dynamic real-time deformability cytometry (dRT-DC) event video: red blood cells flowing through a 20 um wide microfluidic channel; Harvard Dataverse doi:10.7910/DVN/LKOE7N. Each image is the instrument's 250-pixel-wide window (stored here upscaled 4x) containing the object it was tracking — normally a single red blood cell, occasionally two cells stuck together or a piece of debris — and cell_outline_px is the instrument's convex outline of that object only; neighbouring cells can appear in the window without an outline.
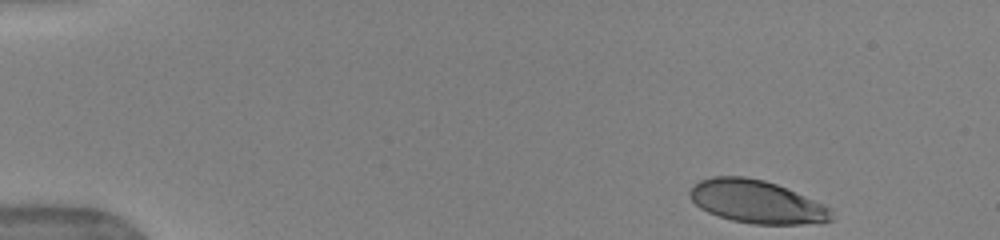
{"species": "human", "species_latin": "Homo sapiens", "temperature_condition": "warm", "stored_images_in_passage": 40, "camera_frame_rate_fps": 3000, "um_per_image_px": 0.085, "donor": {"sex": "female"}, "frame": {"image": 1, "passage_image": 1, "time_ms": 0.0, "image_size_px": [1000, 240], "cell_outline_px": [[832, 220], [800, 224], [752, 224], [732, 220], [708, 212], [700, 208], [688, 196], [688, 192], [700, 180], [712, 176], [744, 176], [764, 180], [776, 184], [824, 204], [832, 208]], "centroid_in_image_um": [64.3, 17.14], "position_along_channel_um": 20.7, "area_um2": 35.26}}
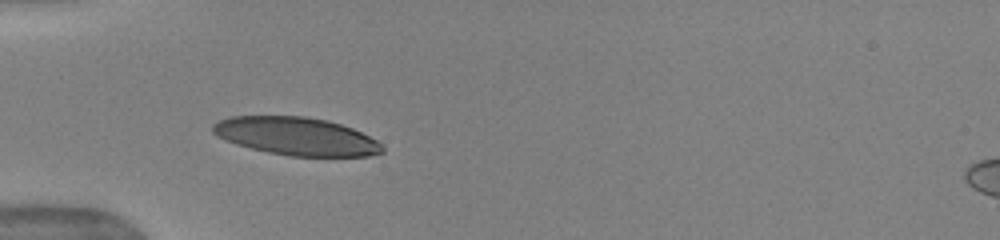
{"frame": {"image": 2, "passage_image": 12, "time_ms": 3.667, "image_size_px": [1000, 240], "cell_outline_px": [[384, 152], [368, 156], [288, 156], [268, 152], [236, 144], [224, 140], [216, 136], [212, 132], [212, 124], [220, 120], [232, 116], [304, 116], [328, 120], [352, 128], [384, 144]], "centroid_in_image_um": [25.18, 11.58], "position_along_channel_um": 59.8, "area_um2": 37.57}}
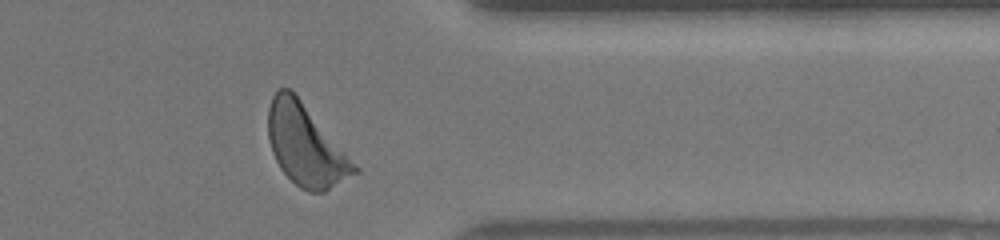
{"frame": {"image": 3, "passage_image": 38, "time_ms": 12.333, "image_size_px": [1000, 240], "cell_outline_px": [[360, 172], [324, 192], [308, 192], [300, 188], [280, 168], [272, 152], [268, 136], [268, 108], [272, 96], [280, 88], [288, 88], [300, 100], [360, 168]], "centroid_in_image_um": [25.99, 12.39], "position_along_channel_um": 385.4, "area_um2": 40.06}, "authors_computed_cell_mechanics": {"area_um2": 38.5237, "velocity_mm_per_s": 3.9147, "shape_relaxation_time_tau1_ms": 2.6278, "shape_relaxation_time_tau2_ms": null, "deformation_change_tau1": 0.1706, "deformation_change_tau2": null}}